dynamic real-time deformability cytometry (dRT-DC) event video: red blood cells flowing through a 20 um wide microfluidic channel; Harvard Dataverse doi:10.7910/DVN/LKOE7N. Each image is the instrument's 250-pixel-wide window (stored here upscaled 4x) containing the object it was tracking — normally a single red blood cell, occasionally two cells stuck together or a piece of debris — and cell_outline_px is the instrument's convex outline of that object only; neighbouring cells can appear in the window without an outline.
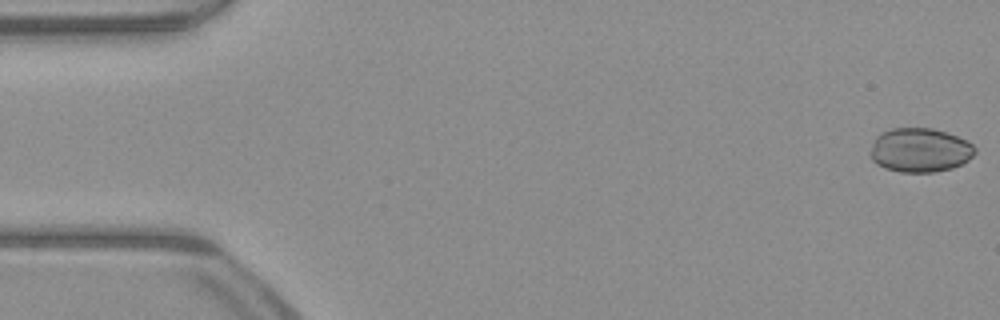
{"species": "common noctule bat (a hibernating species)", "species_latin": "Nyctalus noctula", "temperature_condition": "warm", "stored_images_in_passage": 16, "camera_frame_rate_fps": 3000, "um_per_image_px": 0.085, "animal": {"sex": "male", "body_mass_g": 23.1, "forearm_length_mm": 52.7}, "frame": {"image": 1, "passage_image": 1, "time_ms": 0.0, "image_size_px": [1000, 320], "cell_outline_px": [[976, 152], [968, 160], [952, 168], [936, 172], [900, 172], [884, 168], [876, 164], [872, 160], [868, 152], [872, 140], [880, 132], [892, 128], [932, 128], [956, 136], [972, 144], [976, 148]], "centroid_in_image_um": [78.13, 12.76], "position_along_channel_um": 6.9, "area_um2": 27.17}}
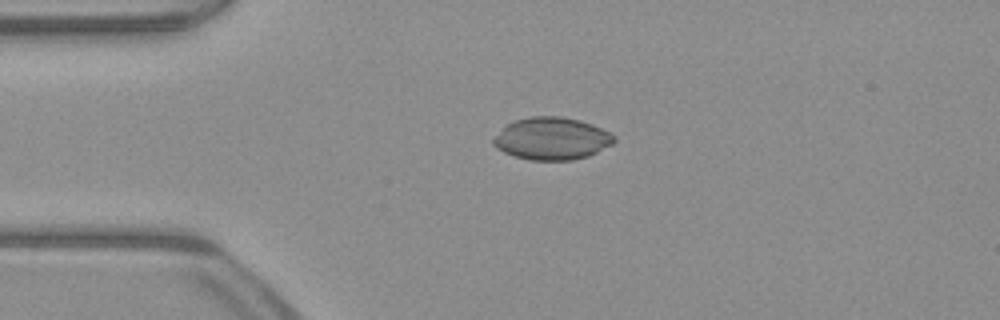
{"frame": {"image": 2, "passage_image": 12, "time_ms": 3.667, "image_size_px": [1000, 320], "cell_outline_px": [[616, 140], [612, 144], [588, 156], [572, 160], [528, 160], [504, 152], [496, 148], [492, 144], [492, 140], [512, 120], [532, 116], [560, 116], [580, 120], [592, 124], [616, 136]], "centroid_in_image_um": [46.9, 11.78], "position_along_channel_um": 38.1, "area_um2": 29.71}}